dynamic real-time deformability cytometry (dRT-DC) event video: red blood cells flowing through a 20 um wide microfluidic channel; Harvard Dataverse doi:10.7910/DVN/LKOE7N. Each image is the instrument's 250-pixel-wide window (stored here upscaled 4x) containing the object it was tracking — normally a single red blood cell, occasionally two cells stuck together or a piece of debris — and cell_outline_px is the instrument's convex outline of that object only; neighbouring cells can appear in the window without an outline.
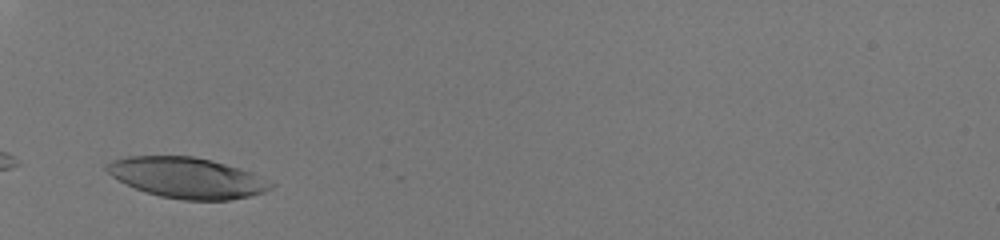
{"species": "human", "species_latin": "Homo sapiens", "temperature_condition": "room temperature", "stored_images_in_passage": 27, "camera_frame_rate_fps": 3000, "um_per_image_px": 0.085, "donor": {"sex": "male"}, "frame": {"image": 1, "passage_image": 1, "time_ms": 0.0, "image_size_px": [1000, 240], "cell_outline_px": [[276, 184], [272, 188], [264, 192], [248, 196], [228, 200], [184, 200], [160, 196], [144, 192], [112, 176], [104, 168], [104, 164], [112, 160], [128, 156], [192, 156], [224, 164], [252, 172]], "centroid_in_image_um": [15.89, 15.11], "position_along_channel_um": 69.1, "area_um2": 38.61}}
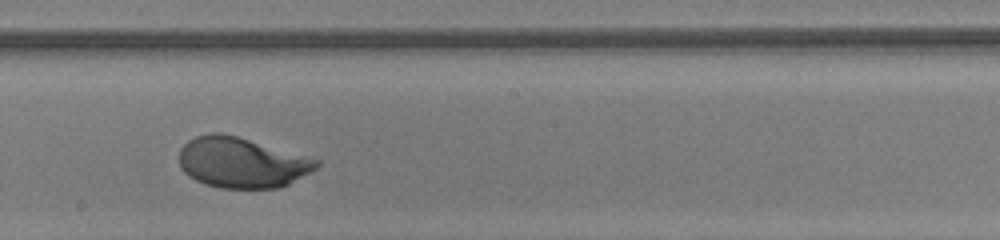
{"frame": {"image": 2, "passage_image": 14, "time_ms": 4.333, "image_size_px": [1000, 240], "cell_outline_px": [[320, 164], [316, 168], [288, 184], [276, 188], [220, 188], [204, 184], [188, 176], [180, 168], [180, 148], [188, 140], [196, 136], [208, 132], [220, 132], [236, 136], [320, 160]], "centroid_in_image_um": [20.5, 13.81], "position_along_channel_um": 227.7, "area_um2": 40.17}}
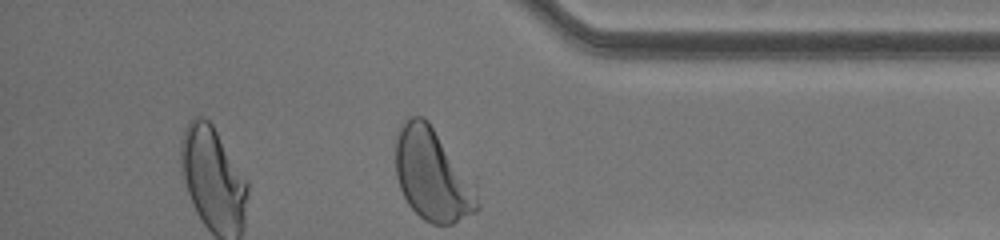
{"frame": {"image": 3, "passage_image": 27, "time_ms": 8.667, "image_size_px": [1000, 240], "cell_outline_px": [[480, 208], [476, 212], [452, 224], [432, 224], [424, 220], [408, 204], [400, 188], [396, 176], [396, 132], [400, 124], [408, 116], [424, 116], [428, 120], [476, 176], [480, 204]], "centroid_in_image_um": [36.85, 14.81], "position_along_channel_um": 398.3, "area_um2": 45.89}, "authors_computed_cell_mechanics": {"area_um2": 40.749, "velocity_mm_per_s": 4.038, "shape_relaxation_time_tau1_ms": 2.2583, "shape_relaxation_time_tau2_ms": null, "deformation_change_tau1": 0.1579, "deformation_change_tau2": null}}